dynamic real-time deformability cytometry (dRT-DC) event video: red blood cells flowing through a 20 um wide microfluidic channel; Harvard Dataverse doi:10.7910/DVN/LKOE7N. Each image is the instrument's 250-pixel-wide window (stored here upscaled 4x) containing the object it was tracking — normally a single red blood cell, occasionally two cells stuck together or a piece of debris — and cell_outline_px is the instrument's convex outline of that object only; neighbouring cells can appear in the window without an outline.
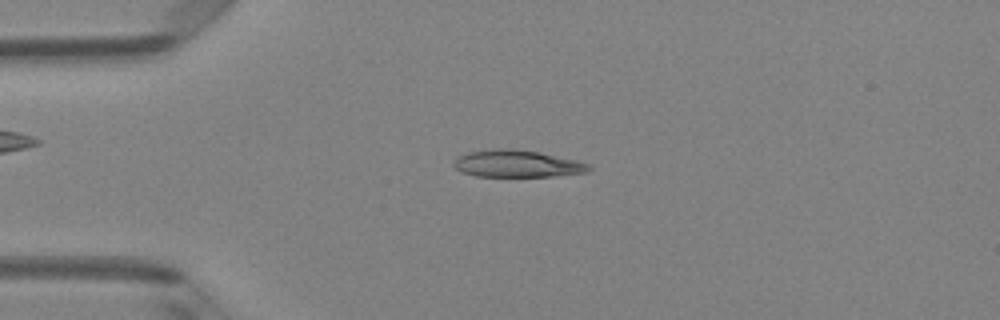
{"species": "Egyptian fruit bat (a non-hibernating species)", "species_latin": "Rousettus aegyptiacus", "temperature_condition": "room temperature", "stored_images_in_passage": 2, "camera_frame_rate_fps": 3000, "um_per_image_px": 0.085, "animal": {"sex": "female"}, "frame": {"image": 1, "passage_image": 1, "time_ms": 0.0, "image_size_px": [1000, 320], "cell_outline_px": [[592, 168], [588, 172], [552, 176], [476, 176], [464, 172], [456, 168], [452, 164], [460, 156], [468, 152], [492, 148], [512, 148], [540, 152], [576, 160], [592, 164]], "centroid_in_image_um": [44.0, 13.9], "position_along_channel_um": 41.0, "area_um2": 21.33}}